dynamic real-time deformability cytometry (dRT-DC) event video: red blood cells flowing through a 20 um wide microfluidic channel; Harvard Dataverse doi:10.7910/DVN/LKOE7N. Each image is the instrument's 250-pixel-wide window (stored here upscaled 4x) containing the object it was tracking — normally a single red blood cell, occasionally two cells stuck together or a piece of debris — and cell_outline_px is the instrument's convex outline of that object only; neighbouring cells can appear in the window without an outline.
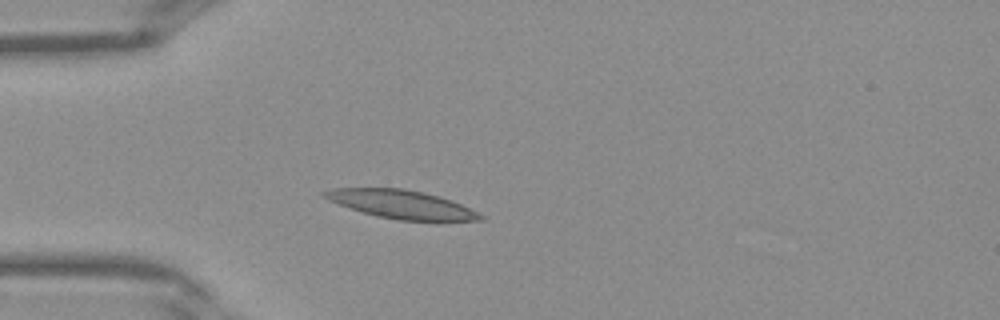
{"species": "Egyptian fruit bat (a non-hibernating species)", "species_latin": "Rousettus aegyptiacus", "temperature_condition": "warm", "stored_images_in_passage": 34, "camera_frame_rate_fps": 3000, "um_per_image_px": 0.085, "frame": {"image": 1, "passage_image": 5, "time_ms": 1.333, "image_size_px": [1000, 320], "cell_outline_px": [[484, 220], [396, 220], [376, 216], [340, 204], [324, 196], [320, 192], [336, 188], [404, 188], [436, 196], [460, 204], [484, 216]], "centroid_in_image_um": [34.1, 17.36], "position_along_channel_um": 50.9, "area_um2": 24.91}}
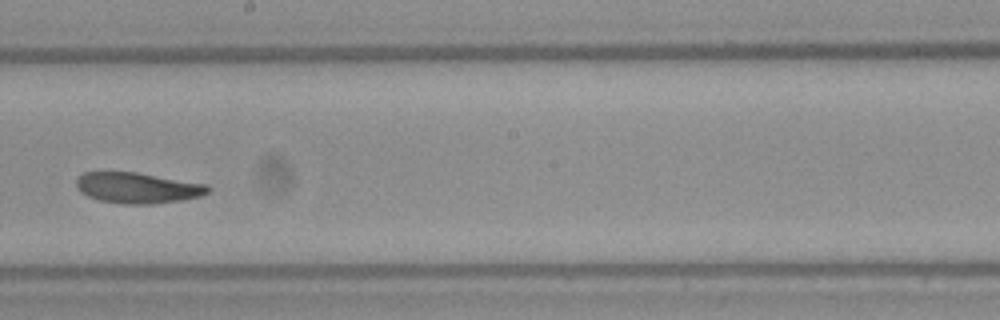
{"frame": {"image": 2, "passage_image": 17, "time_ms": 5.333, "image_size_px": [1000, 320], "cell_outline_px": [[208, 192], [200, 196], [180, 200], [152, 204], [120, 204], [100, 200], [88, 196], [80, 192], [76, 188], [76, 180], [84, 172], [136, 172], [208, 184]], "centroid_in_image_um": [11.67, 15.97], "position_along_channel_um": 236.5, "area_um2": 23.52}}
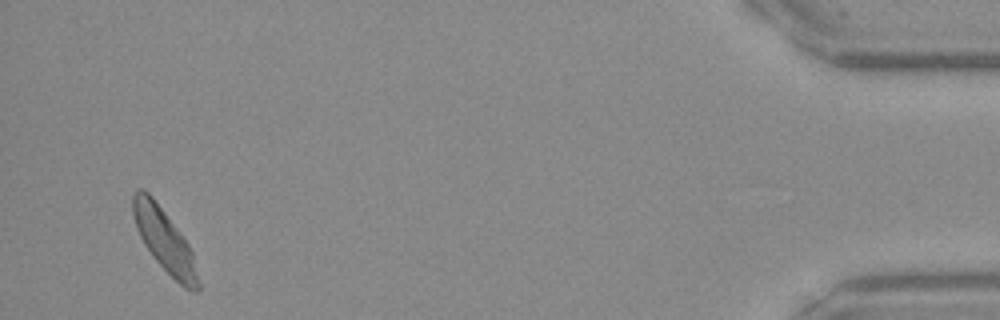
{"frame": {"image": 3, "passage_image": 33, "time_ms": 10.667, "image_size_px": [1000, 320], "cell_outline_px": [[200, 288], [196, 292], [192, 292], [184, 288], [152, 256], [144, 244], [136, 228], [132, 212], [132, 196], [140, 188], [144, 188], [152, 196], [180, 232], [188, 244], [192, 252], [200, 284]], "centroid_in_image_um": [13.97, 20.43], "position_along_channel_um": 421.2, "area_um2": 23.58}}